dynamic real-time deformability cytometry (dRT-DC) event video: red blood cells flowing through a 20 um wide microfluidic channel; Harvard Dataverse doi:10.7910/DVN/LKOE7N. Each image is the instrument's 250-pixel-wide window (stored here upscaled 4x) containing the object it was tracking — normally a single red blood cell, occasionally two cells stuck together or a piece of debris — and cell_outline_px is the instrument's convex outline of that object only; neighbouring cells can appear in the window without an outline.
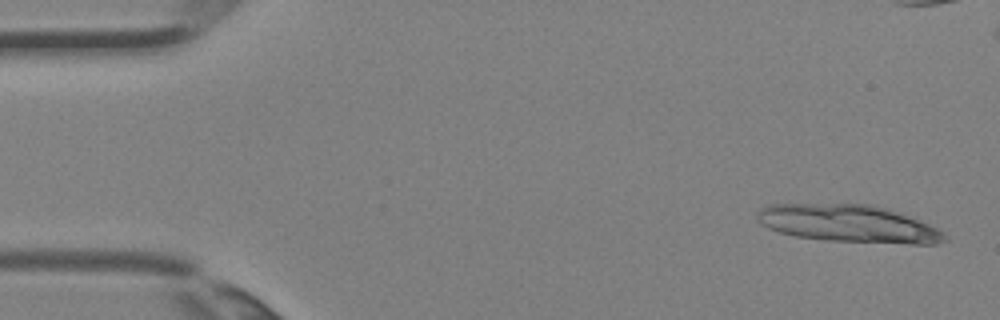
{"species": "Egyptian fruit bat (a non-hibernating species)", "species_latin": "Rousettus aegyptiacus", "temperature_condition": "room temperature", "stored_images_in_passage": 8, "segment_of_instrument_passage": [1, 3], "camera_frame_rate_fps": 3000, "um_per_image_px": 0.085, "animal": {"sex": "female"}, "frame": {"image": 1, "passage_image": 1, "time_ms": 0.0, "image_size_px": [1000, 320], "cell_outline_px": [[948, 240], [936, 244], [912, 244], [824, 240], [792, 236], [768, 228], [756, 220], [756, 212], [760, 208], [768, 204], [868, 204], [900, 212], [912, 216], [944, 232], [948, 236]], "centroid_in_image_um": [72.13, 19.01], "position_along_channel_um": 12.9, "area_um2": 41.27}}